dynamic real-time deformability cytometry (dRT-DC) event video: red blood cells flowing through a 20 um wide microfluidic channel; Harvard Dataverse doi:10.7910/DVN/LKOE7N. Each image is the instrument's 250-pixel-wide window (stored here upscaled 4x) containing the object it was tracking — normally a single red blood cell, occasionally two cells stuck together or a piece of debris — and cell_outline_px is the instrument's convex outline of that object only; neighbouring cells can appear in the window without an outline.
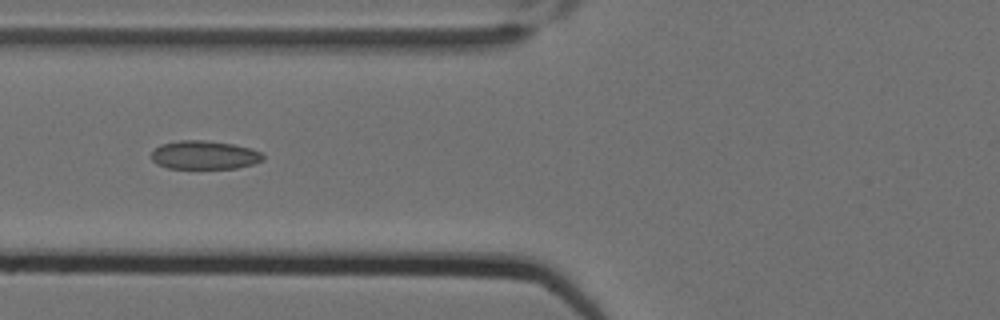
{"species": "Egyptian fruit bat (a non-hibernating species)", "species_latin": "Rousettus aegyptiacus", "temperature_condition": "cold", "stored_images_in_passage": 10, "camera_frame_rate_fps": 3000, "um_per_image_px": 0.085, "animal": {"sex": "female"}, "frame": {"image": 1, "passage_image": 7, "time_ms": 2.0, "image_size_px": [1000, 320], "cell_outline_px": [[264, 160], [252, 164], [236, 168], [168, 168], [156, 164], [152, 160], [152, 152], [160, 144], [180, 140], [204, 140], [232, 144], [252, 148], [260, 152], [264, 156]], "centroid_in_image_um": [17.37, 13.17], "position_along_channel_um": 108.4, "area_um2": 18.55}}
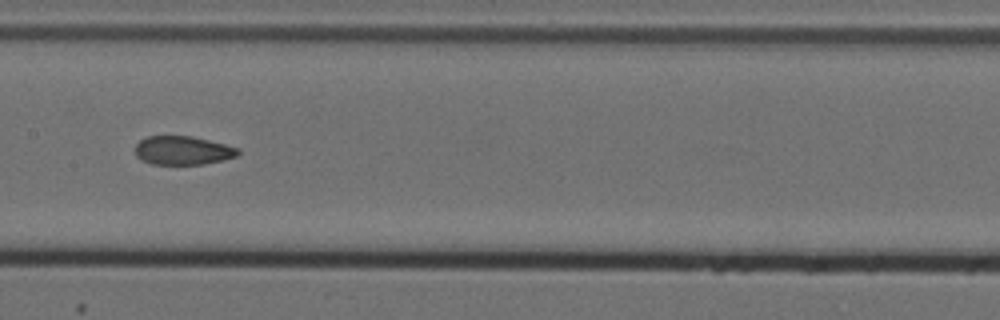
{"frame": {"image": 2, "passage_image": 9, "time_ms": 2.667, "image_size_px": [1000, 320], "cell_outline_px": [[240, 152], [236, 156], [224, 160], [204, 164], [152, 164], [140, 160], [136, 156], [136, 144], [140, 140], [148, 136], [192, 136], [240, 148]], "centroid_in_image_um": [15.54, 12.79], "position_along_channel_um": 191.9, "area_um2": 17.22}}
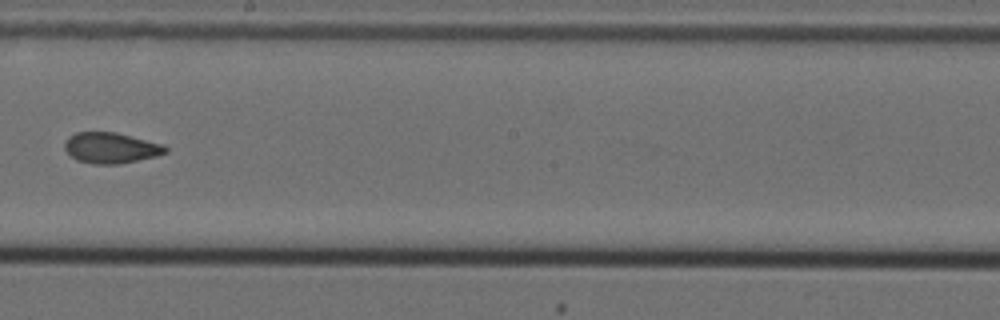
{"frame": {"image": 3, "passage_image": 10, "time_ms": 3.0, "image_size_px": [1000, 320], "cell_outline_px": [[168, 152], [156, 156], [120, 164], [92, 164], [76, 160], [64, 148], [64, 144], [68, 136], [76, 132], [116, 132], [164, 144], [168, 148]], "centroid_in_image_um": [9.44, 12.57], "position_along_channel_um": 238.8, "area_um2": 18.21}}